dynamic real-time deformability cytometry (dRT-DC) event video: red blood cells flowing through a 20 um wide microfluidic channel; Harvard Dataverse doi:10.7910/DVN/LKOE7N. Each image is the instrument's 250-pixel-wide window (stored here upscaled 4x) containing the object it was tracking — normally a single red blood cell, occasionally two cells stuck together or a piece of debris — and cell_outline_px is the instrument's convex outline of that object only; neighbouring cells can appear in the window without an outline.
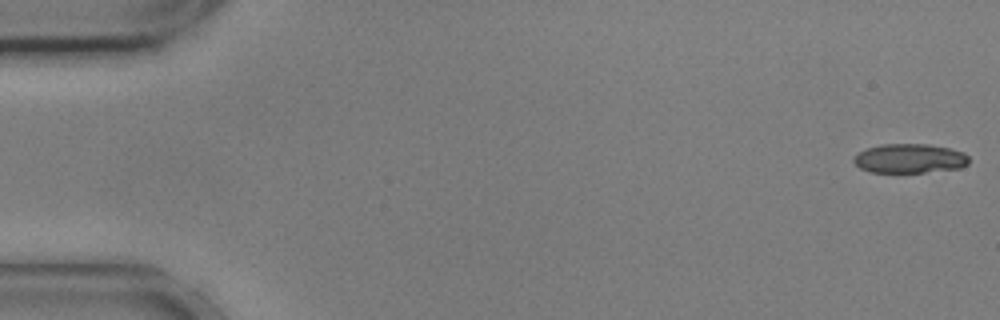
{"species": "common noctule bat (a hibernating species)", "species_latin": "Nyctalus noctula", "temperature_condition": "cold", "stored_images_in_passage": 55, "camera_frame_rate_fps": 3000, "um_per_image_px": 0.085, "animal": {"sex": "male", "body_mass_g": 17.9, "forearm_length_mm": 54.2}, "frame": {"image": 1, "passage_image": 1, "time_ms": 0.0, "image_size_px": [1000, 320], "cell_outline_px": [[968, 164], [960, 168], [924, 172], [872, 172], [860, 168], [852, 160], [860, 152], [868, 148], [884, 144], [928, 144], [948, 148], [964, 152], [968, 156]], "centroid_in_image_um": [77.35, 13.47], "position_along_channel_um": 7.7, "area_um2": 19.42}}
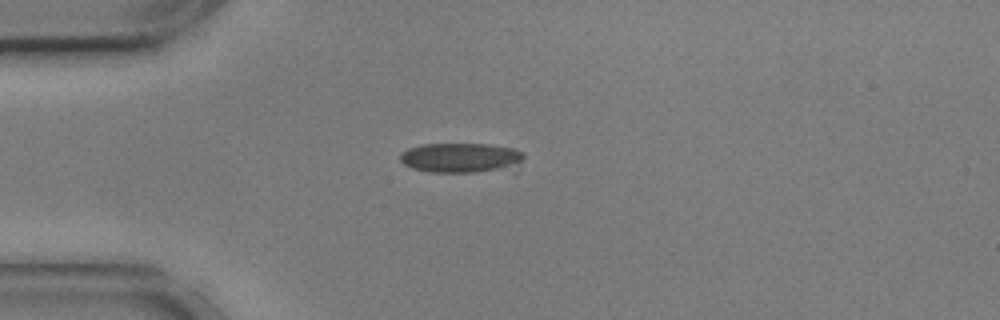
{"frame": {"image": 2, "passage_image": 14, "time_ms": 4.333, "image_size_px": [1000, 320], "cell_outline_px": [[524, 156], [520, 160], [496, 168], [476, 172], [432, 172], [412, 168], [404, 164], [400, 160], [400, 152], [408, 148], [420, 144], [488, 144], [512, 148], [524, 152]], "centroid_in_image_um": [39.0, 13.37], "position_along_channel_um": 46.0, "area_um2": 20.69}}
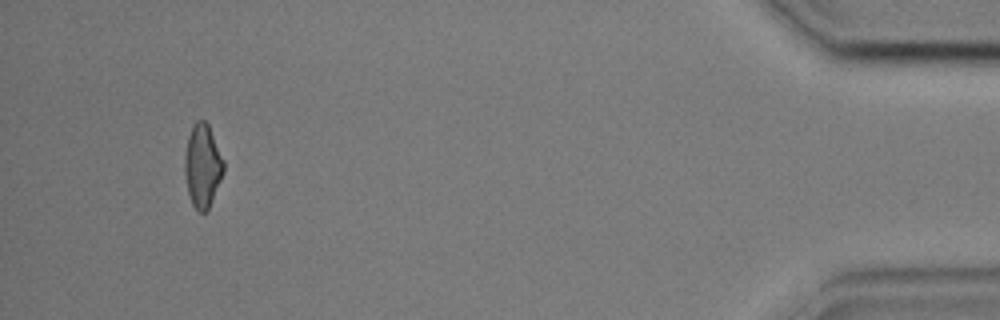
{"frame": {"image": 3, "passage_image": 52, "time_ms": 17.0, "image_size_px": [1000, 320], "cell_outline_px": [[224, 172], [208, 208], [204, 212], [200, 212], [192, 204], [188, 192], [184, 172], [184, 156], [188, 136], [192, 124], [196, 120], [204, 120], [208, 124], [224, 160]], "centroid_in_image_um": [17.2, 14.05], "position_along_channel_um": 418.0, "area_um2": 18.79}, "authors_computed_cell_mechanics": {"area_um2": 18.1492, "velocity_mm_per_s": 3.5855, "shape_relaxation_time_tau1_ms": 1.7202, "shape_relaxation_time_tau2_ms": null, "deformation_change_tau1": 0.0491, "deformation_change_tau2": null}}